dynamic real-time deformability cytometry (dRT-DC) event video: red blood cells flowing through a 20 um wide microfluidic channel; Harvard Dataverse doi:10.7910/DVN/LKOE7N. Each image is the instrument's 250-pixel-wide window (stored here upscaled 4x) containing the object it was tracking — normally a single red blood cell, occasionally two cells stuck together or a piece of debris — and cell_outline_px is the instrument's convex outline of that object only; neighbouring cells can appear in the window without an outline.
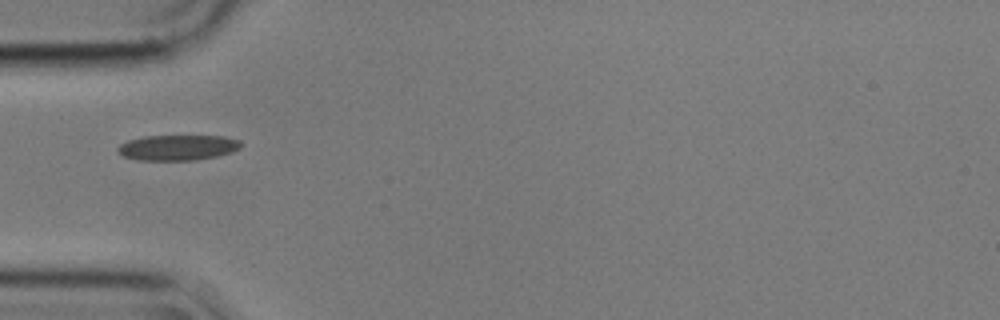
{"species": "common noctule bat (a hibernating species)", "species_latin": "Nyctalus noctula", "temperature_condition": "cold", "stored_images_in_passage": 3, "camera_frame_rate_fps": 3000, "um_per_image_px": 0.085, "animal": {"sex": "male", "body_mass_g": 17.9}, "frame": {"image": 1, "passage_image": 1, "time_ms": 0.0, "image_size_px": [1000, 320], "cell_outline_px": [[244, 144], [240, 148], [232, 152], [216, 156], [196, 160], [136, 160], [120, 156], [116, 152], [116, 148], [120, 144], [128, 140], [144, 136], [224, 136], [240, 140]], "centroid_in_image_um": [15.08, 12.54], "position_along_channel_um": 69.9, "area_um2": 18.55}}
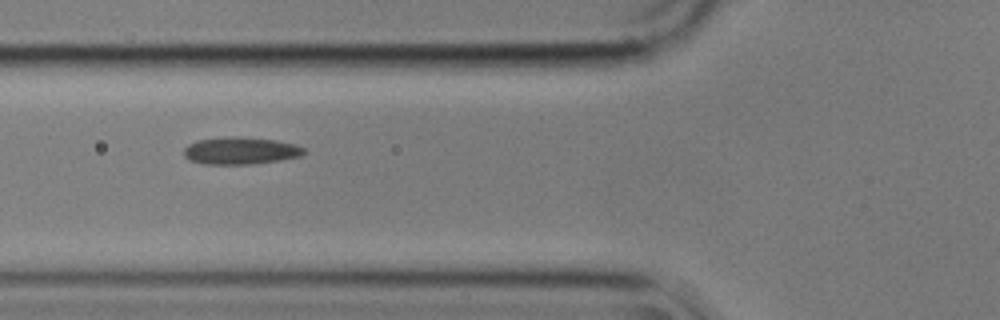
{"frame": {"image": 2, "passage_image": 2, "time_ms": 0.333, "image_size_px": [1000, 320], "cell_outline_px": [[308, 152], [300, 156], [280, 160], [248, 164], [204, 164], [188, 160], [184, 156], [184, 148], [188, 144], [196, 140], [232, 136], [236, 136], [276, 140], [296, 144], [304, 148]], "centroid_in_image_um": [20.44, 12.8], "position_along_channel_um": 105.4, "area_um2": 19.19}}
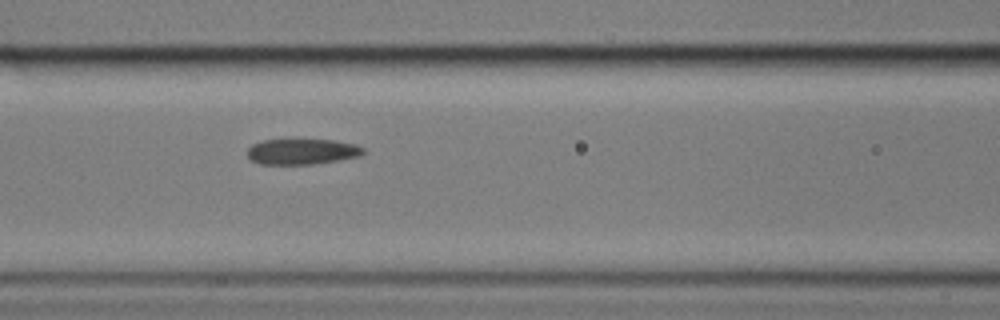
{"frame": {"image": 3, "passage_image": 3, "time_ms": 0.667, "image_size_px": [1000, 320], "cell_outline_px": [[364, 152], [360, 156], [312, 164], [260, 164], [252, 160], [248, 156], [248, 148], [252, 144], [264, 140], [336, 140], [356, 144], [364, 148]], "centroid_in_image_um": [25.68, 12.88], "position_along_channel_um": 140.9, "area_um2": 17.17}}